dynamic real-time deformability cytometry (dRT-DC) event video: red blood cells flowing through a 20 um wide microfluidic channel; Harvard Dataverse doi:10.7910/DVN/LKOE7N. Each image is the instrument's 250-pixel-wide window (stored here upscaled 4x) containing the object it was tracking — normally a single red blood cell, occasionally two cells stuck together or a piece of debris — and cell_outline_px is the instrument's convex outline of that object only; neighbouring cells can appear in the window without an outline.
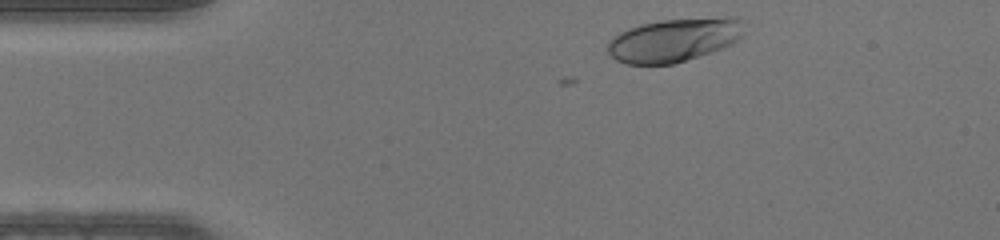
{"species": "human", "species_latin": "Homo sapiens", "temperature_condition": "warm", "stored_images_in_passage": 32, "camera_frame_rate_fps": 3000, "um_per_image_px": 0.085, "donor": {"sex": "male"}, "frame": {"image": 1, "passage_image": 1, "time_ms": 0.0, "image_size_px": [1000, 240], "cell_outline_px": [[748, 20], [744, 36], [740, 40], [732, 44], [672, 64], [628, 64], [616, 60], [608, 52], [608, 40], [612, 36], [628, 28], [640, 24], [660, 20], [728, 16], [736, 16]], "centroid_in_image_um": [57.39, 3.35], "position_along_channel_um": 27.6, "area_um2": 35.14}}
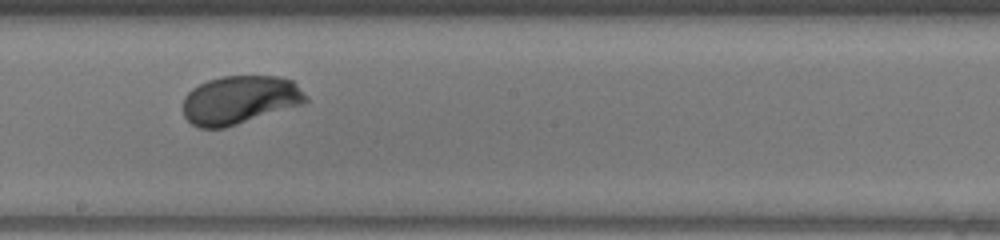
{"frame": {"image": 2, "passage_image": 19, "time_ms": 6.0, "image_size_px": [1000, 240], "cell_outline_px": [[308, 100], [304, 104], [224, 128], [200, 128], [192, 124], [184, 116], [184, 96], [192, 88], [208, 80], [220, 76], [276, 76], [292, 80], [308, 96]], "centroid_in_image_um": [20.39, 8.49], "position_along_channel_um": 227.8, "area_um2": 34.68}}
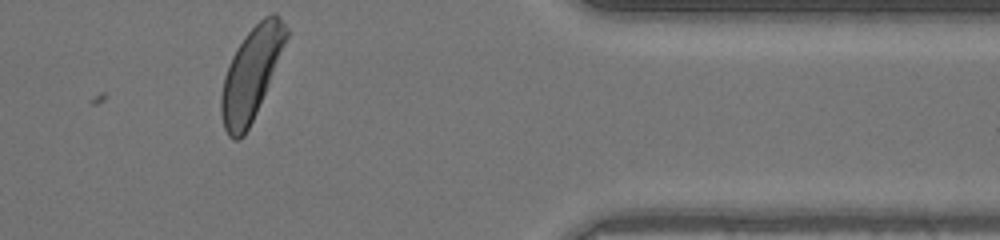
{"frame": {"image": 3, "passage_image": 32, "time_ms": 10.333, "image_size_px": [1000, 240], "cell_outline_px": [[288, 36], [256, 112], [244, 136], [240, 140], [232, 140], [228, 136], [224, 128], [220, 112], [220, 96], [224, 76], [228, 64], [236, 48], [244, 36], [264, 16], [272, 12], [276, 12], [280, 16], [288, 28]], "centroid_in_image_um": [21.32, 6.26], "position_along_channel_um": 390.1, "area_um2": 34.45}}